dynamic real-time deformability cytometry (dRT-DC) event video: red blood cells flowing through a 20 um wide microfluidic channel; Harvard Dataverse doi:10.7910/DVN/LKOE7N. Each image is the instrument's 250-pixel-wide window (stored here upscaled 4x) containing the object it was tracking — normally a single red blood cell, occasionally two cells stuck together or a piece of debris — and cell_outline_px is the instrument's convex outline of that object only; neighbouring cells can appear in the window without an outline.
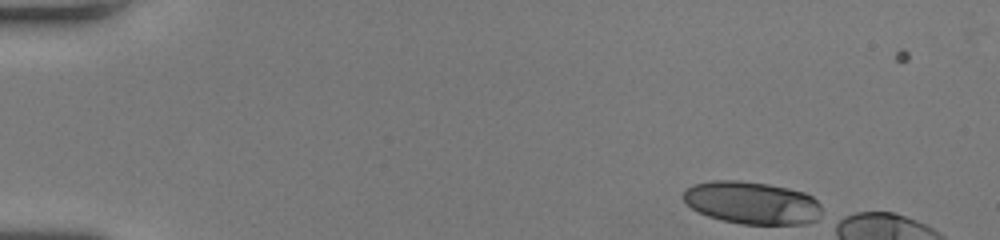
{"species": "human", "species_latin": "Homo sapiens", "temperature_condition": "room temperature", "stored_images_in_passage": 13, "camera_frame_rate_fps": 3000, "um_per_image_px": 0.085, "donor": {"sex": "female"}, "frame": {"image": 1, "passage_image": 1, "time_ms": 0.0, "image_size_px": [1000, 240], "cell_outline_px": [[820, 216], [816, 220], [804, 224], [740, 224], [720, 220], [708, 216], [692, 208], [684, 200], [684, 188], [692, 184], [712, 180], [740, 180], [768, 184], [788, 188], [804, 192], [812, 196], [820, 204]], "centroid_in_image_um": [63.9, 17.23], "position_along_channel_um": 21.1, "area_um2": 34.51}}